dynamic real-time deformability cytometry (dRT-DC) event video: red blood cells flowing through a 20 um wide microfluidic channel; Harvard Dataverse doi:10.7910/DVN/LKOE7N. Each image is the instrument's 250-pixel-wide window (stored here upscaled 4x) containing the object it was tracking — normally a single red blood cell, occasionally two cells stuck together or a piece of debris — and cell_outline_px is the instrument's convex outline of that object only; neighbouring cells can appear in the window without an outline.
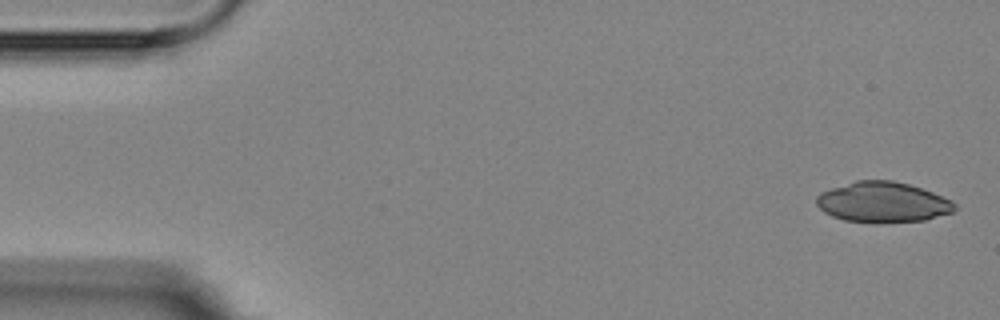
{"species": "Egyptian fruit bat (a non-hibernating species)", "species_latin": "Rousettus aegyptiacus", "temperature_condition": "room temperature", "stored_images_in_passage": 5, "camera_frame_rate_fps": 3000, "um_per_image_px": 0.085, "animal": {"sex": "female"}, "frame": {"image": 1, "passage_image": 1, "time_ms": 0.0, "image_size_px": [1000, 320], "cell_outline_px": [[956, 208], [952, 212], [924, 220], [876, 224], [844, 220], [832, 216], [824, 212], [816, 204], [816, 196], [820, 192], [856, 180], [892, 180], [908, 184], [932, 192], [952, 200], [956, 204]], "centroid_in_image_um": [75.02, 17.2], "position_along_channel_um": 10.0, "area_um2": 32.77}}
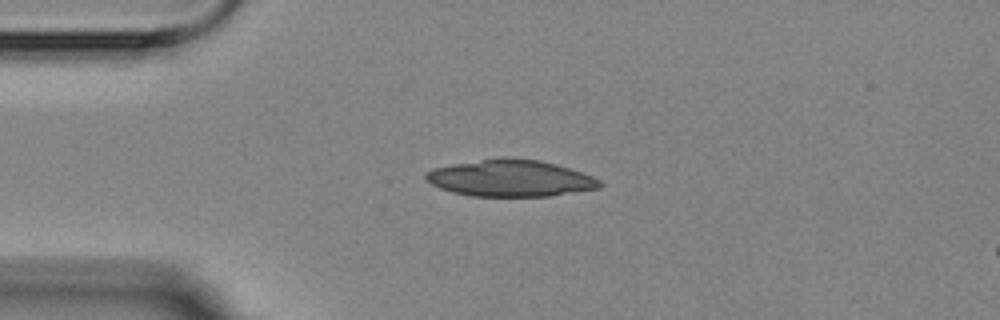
{"frame": {"image": 2, "passage_image": 4, "time_ms": 3.667, "image_size_px": [1000, 320], "cell_outline_px": [[604, 184], [600, 188], [552, 196], [472, 196], [452, 192], [440, 188], [432, 184], [424, 176], [424, 172], [432, 168], [452, 164], [500, 156], [508, 156], [540, 160], [556, 164], [592, 176], [600, 180]], "centroid_in_image_um": [43.38, 15.13], "position_along_channel_um": 41.6, "area_um2": 37.57}}